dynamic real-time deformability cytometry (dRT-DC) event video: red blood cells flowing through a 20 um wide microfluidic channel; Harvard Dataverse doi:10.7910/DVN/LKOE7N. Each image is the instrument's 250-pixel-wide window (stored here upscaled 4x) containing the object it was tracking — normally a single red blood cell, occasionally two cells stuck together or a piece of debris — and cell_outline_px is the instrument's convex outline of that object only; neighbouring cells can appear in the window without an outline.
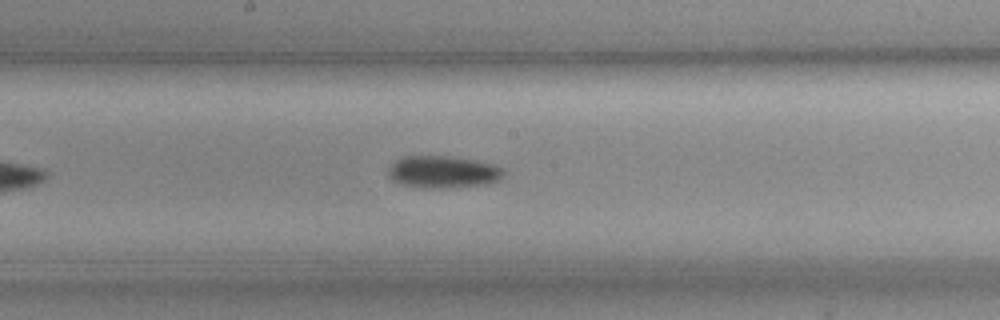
{"species": "common noctule bat (a hibernating species)", "species_latin": "Nyctalus noctula", "temperature_condition": "cold", "stored_images_in_passage": 44, "camera_frame_rate_fps": 3000, "um_per_image_px": 0.085, "animal": {"sex": "female", "body_mass_g": 19.3, "forearm_length_mm": 54.1}, "frame": {"image": 1, "passage_image": 19, "time_ms": 6.0, "image_size_px": [1000, 320], "cell_outline_px": [[504, 176], [496, 180], [484, 184], [452, 188], [420, 188], [404, 184], [392, 180], [388, 176], [388, 168], [396, 160], [404, 156], [444, 156], [472, 160], [492, 164], [500, 168], [504, 172]], "centroid_in_image_um": [37.6, 14.62], "position_along_channel_um": 210.6, "area_um2": 21.39}}
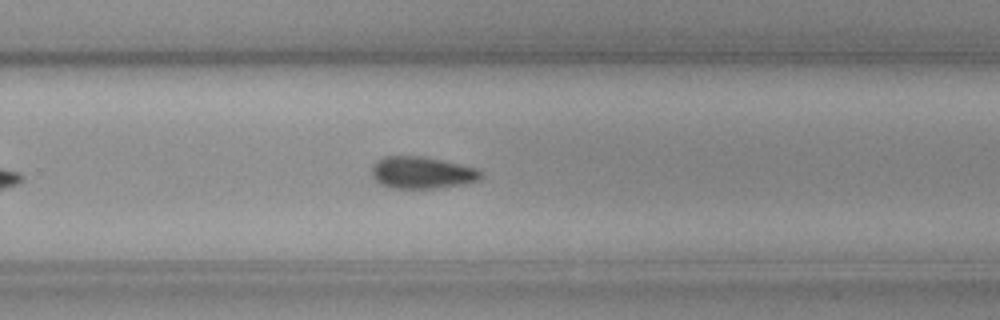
{"frame": {"image": 2, "passage_image": 26, "time_ms": 8.333, "image_size_px": [1000, 320], "cell_outline_px": [[484, 176], [480, 180], [468, 184], [440, 188], [388, 188], [372, 180], [372, 164], [384, 156], [420, 156], [480, 168], [484, 172]], "centroid_in_image_um": [35.91, 14.69], "position_along_channel_um": 293.9, "area_um2": 20.87}, "authors_computed_cell_mechanics": {"area_um2": 20.4323, "velocity_mm_per_s": 3.5923, "shape_relaxation_time_tau1_ms": 4.4971, "shape_relaxation_time_tau2_ms": null, "deformation_change_tau1": 0.0901, "deformation_change_tau2": null}}